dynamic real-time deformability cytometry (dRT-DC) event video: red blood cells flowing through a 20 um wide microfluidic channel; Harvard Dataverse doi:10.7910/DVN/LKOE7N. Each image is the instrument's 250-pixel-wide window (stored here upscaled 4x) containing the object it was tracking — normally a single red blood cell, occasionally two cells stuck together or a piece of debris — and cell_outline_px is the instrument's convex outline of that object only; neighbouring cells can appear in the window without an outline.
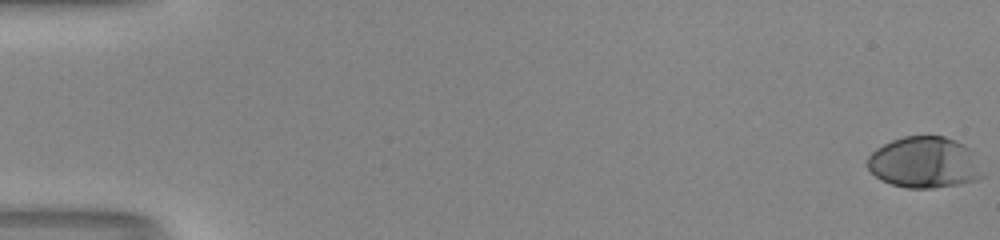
{"species": "human", "species_latin": "Homo sapiens", "temperature_condition": "room temperature", "stored_images_in_passage": 50, "camera_frame_rate_fps": 3000, "um_per_image_px": 0.085, "donor": {"sex": "male"}, "frame": {"image": 1, "passage_image": 1, "time_ms": 0.0, "image_size_px": [1000, 240], "cell_outline_px": [[984, 176], [972, 180], [956, 184], [932, 188], [908, 188], [892, 184], [880, 180], [868, 168], [868, 156], [876, 148], [892, 140], [904, 136], [944, 136], [956, 140], [964, 144], [972, 152]], "centroid_in_image_um": [78.54, 13.8], "position_along_channel_um": 6.5, "area_um2": 34.04}}
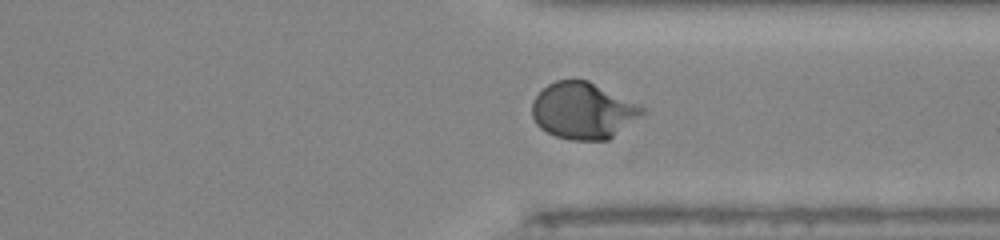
{"frame": {"image": 2, "passage_image": 41, "time_ms": 13.333, "image_size_px": [1000, 240], "cell_outline_px": [[648, 112], [608, 140], [572, 140], [556, 136], [540, 128], [536, 124], [532, 116], [532, 100], [548, 84], [556, 80], [588, 80], [648, 108]], "centroid_in_image_um": [49.6, 9.41], "position_along_channel_um": 361.8, "area_um2": 36.53}}
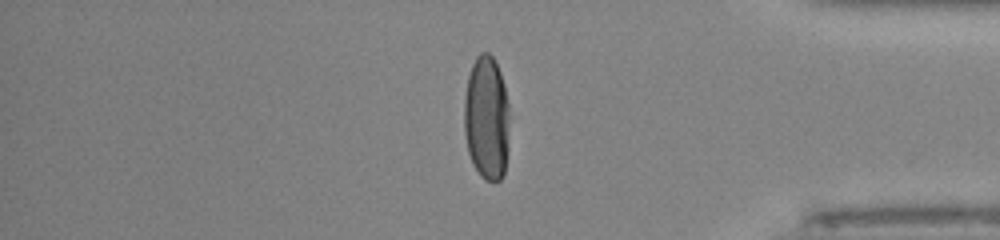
{"frame": {"image": 3, "passage_image": 45, "time_ms": 14.667, "image_size_px": [1000, 240], "cell_outline_px": [[508, 148], [504, 176], [500, 180], [484, 180], [480, 176], [472, 164], [468, 152], [464, 132], [464, 100], [468, 76], [472, 64], [476, 56], [480, 52], [488, 52], [492, 56], [500, 72], [504, 84], [508, 100]], "centroid_in_image_um": [41.35, 10.05], "position_along_channel_um": 393.8, "area_um2": 33.23}, "authors_computed_cell_mechanics": {"area_um2": 34.7667, "velocity_mm_per_s": 4.1236, "shape_relaxation_time_tau1_ms": 3.6863, "shape_relaxation_time_tau2_ms": null, "deformation_change_tau1": 0.1968, "deformation_change_tau2": null}}